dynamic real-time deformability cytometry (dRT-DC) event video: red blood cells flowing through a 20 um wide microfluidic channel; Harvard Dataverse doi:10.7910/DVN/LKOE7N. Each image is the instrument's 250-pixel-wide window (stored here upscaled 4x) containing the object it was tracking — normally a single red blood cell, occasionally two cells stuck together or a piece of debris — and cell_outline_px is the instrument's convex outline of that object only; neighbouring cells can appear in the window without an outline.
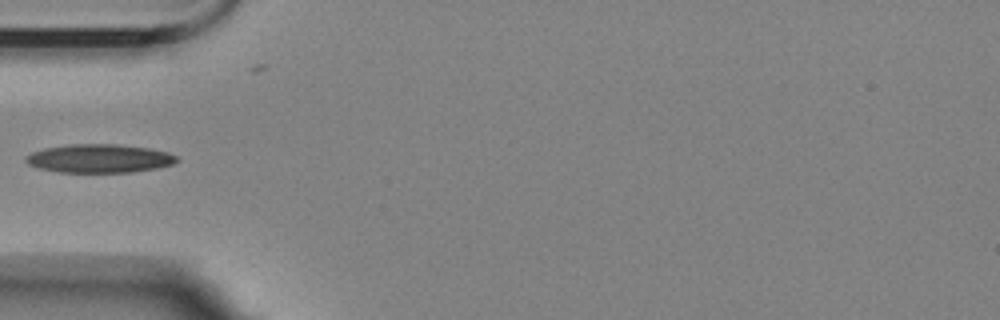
{"species": "Egyptian fruit bat (a non-hibernating species)", "species_latin": "Rousettus aegyptiacus", "temperature_condition": "room temperature", "stored_images_in_passage": 1, "camera_frame_rate_fps": 3000, "um_per_image_px": 0.085, "animal": {"sex": "female"}, "frame": {"image": 1, "passage_image": 1, "time_ms": 0.0, "image_size_px": [1000, 320], "cell_outline_px": [[180, 160], [172, 164], [156, 168], [132, 172], [60, 172], [36, 168], [28, 164], [24, 160], [24, 156], [32, 152], [44, 148], [72, 144], [116, 144], [148, 148], [168, 152], [176, 156]], "centroid_in_image_um": [8.41, 13.47], "position_along_channel_um": 76.6, "area_um2": 25.14}}